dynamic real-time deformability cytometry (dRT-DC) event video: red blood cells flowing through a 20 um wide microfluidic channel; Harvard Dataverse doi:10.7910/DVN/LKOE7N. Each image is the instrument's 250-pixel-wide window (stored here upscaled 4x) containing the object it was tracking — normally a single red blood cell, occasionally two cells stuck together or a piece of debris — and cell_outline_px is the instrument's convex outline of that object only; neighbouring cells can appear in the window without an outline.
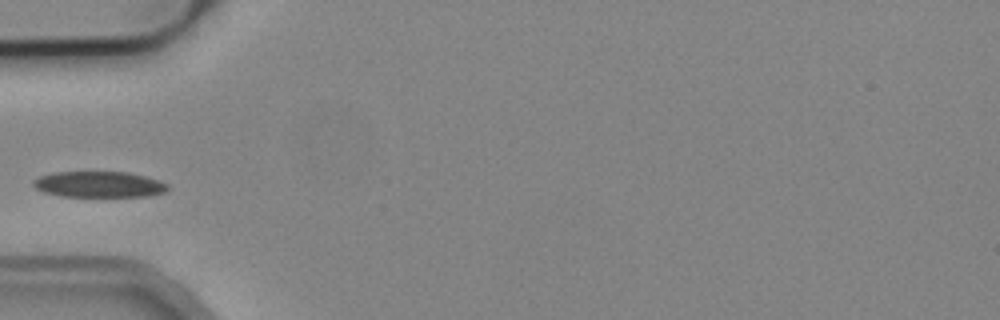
{"species": "common noctule bat (a hibernating species)", "species_latin": "Nyctalus noctula", "temperature_condition": "cold", "stored_images_in_passage": 4, "camera_frame_rate_fps": 3000, "um_per_image_px": 0.085, "animal": {"sex": "male", "body_mass_g": 19.2, "forearm_length_mm": 51.8}, "frame": {"image": 1, "passage_image": 4, "time_ms": 3.667, "image_size_px": [1000, 320], "cell_outline_px": [[168, 188], [164, 192], [148, 196], [60, 196], [44, 192], [36, 188], [32, 184], [32, 180], [40, 176], [52, 172], [128, 172], [144, 176], [168, 184]], "centroid_in_image_um": [8.37, 15.67], "position_along_channel_um": 76.6, "area_um2": 20.17}}